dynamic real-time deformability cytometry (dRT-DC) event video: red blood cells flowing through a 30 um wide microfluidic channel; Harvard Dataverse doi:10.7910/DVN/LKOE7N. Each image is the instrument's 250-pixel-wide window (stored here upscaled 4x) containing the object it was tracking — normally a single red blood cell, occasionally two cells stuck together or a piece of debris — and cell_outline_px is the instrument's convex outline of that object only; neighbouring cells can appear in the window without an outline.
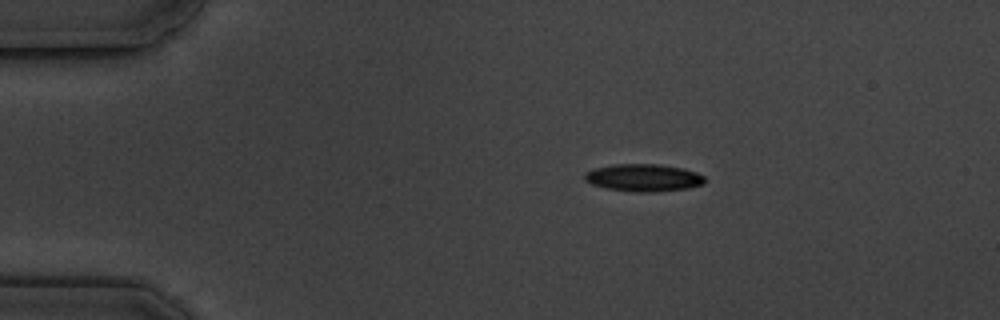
{"species": "common noctule bat (a hibernating species)", "species_latin": "Nyctalus noctula", "temperature_condition": "cold", "stored_images_in_passage": 4, "camera_frame_rate_fps": 3000, "um_per_image_px": 0.085, "animal": {"sex": "male", "body_mass_g": 19.5, "forearm_length_mm": 54.6}, "frame": {"image": 1, "passage_image": 1, "time_ms": 0.0, "image_size_px": [1000, 320], "cell_outline_px": [[704, 184], [688, 188], [656, 192], [636, 192], [604, 188], [592, 184], [584, 180], [584, 172], [596, 168], [616, 164], [660, 164], [684, 168], [696, 172], [704, 176]], "centroid_in_image_um": [54.7, 15.11], "position_along_channel_um": 30.3, "area_um2": 19.31}}
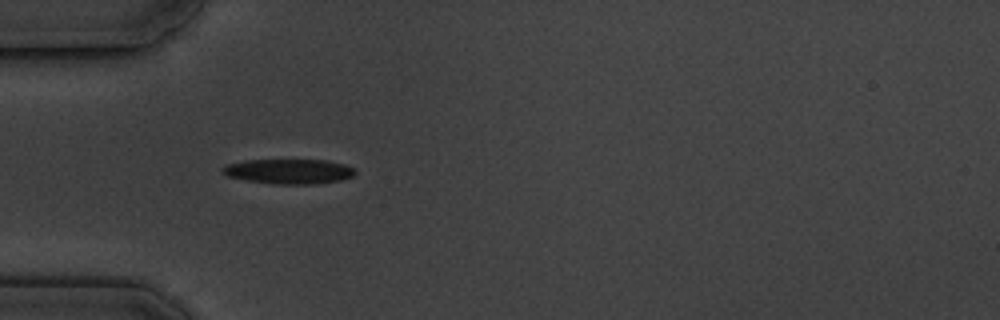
{"frame": {"image": 2, "passage_image": 3, "time_ms": 2.333, "image_size_px": [1000, 320], "cell_outline_px": [[356, 172], [352, 176], [340, 180], [312, 184], [280, 184], [248, 180], [228, 176], [220, 172], [220, 168], [224, 164], [244, 160], [328, 160], [344, 164], [356, 168]], "centroid_in_image_um": [24.53, 14.55], "position_along_channel_um": 60.5, "area_um2": 19.25}}